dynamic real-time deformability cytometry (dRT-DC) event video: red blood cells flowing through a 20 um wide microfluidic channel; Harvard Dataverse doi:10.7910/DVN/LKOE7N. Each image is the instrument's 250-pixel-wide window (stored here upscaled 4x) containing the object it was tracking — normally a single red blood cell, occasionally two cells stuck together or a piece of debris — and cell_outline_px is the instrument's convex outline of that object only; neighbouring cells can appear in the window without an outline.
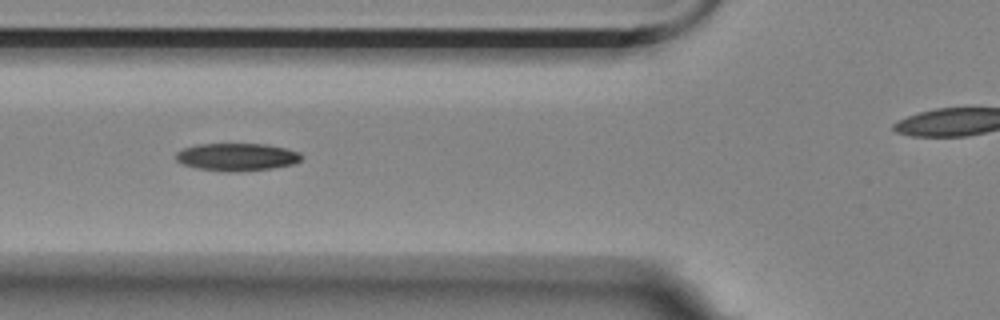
{"species": "Egyptian fruit bat (a non-hibernating species)", "species_latin": "Rousettus aegyptiacus", "temperature_condition": "room temperature", "stored_images_in_passage": 3, "camera_frame_rate_fps": 3000, "um_per_image_px": 0.085, "animal": {"sex": "female"}, "frame": {"image": 1, "passage_image": 3, "time_ms": 0.667, "image_size_px": [1000, 320], "cell_outline_px": [[300, 160], [292, 164], [272, 168], [240, 172], [224, 172], [196, 168], [184, 164], [176, 160], [176, 152], [184, 148], [196, 144], [264, 144], [288, 148], [300, 152]], "centroid_in_image_um": [20.12, 13.34], "position_along_channel_um": 105.7, "area_um2": 20.29}}